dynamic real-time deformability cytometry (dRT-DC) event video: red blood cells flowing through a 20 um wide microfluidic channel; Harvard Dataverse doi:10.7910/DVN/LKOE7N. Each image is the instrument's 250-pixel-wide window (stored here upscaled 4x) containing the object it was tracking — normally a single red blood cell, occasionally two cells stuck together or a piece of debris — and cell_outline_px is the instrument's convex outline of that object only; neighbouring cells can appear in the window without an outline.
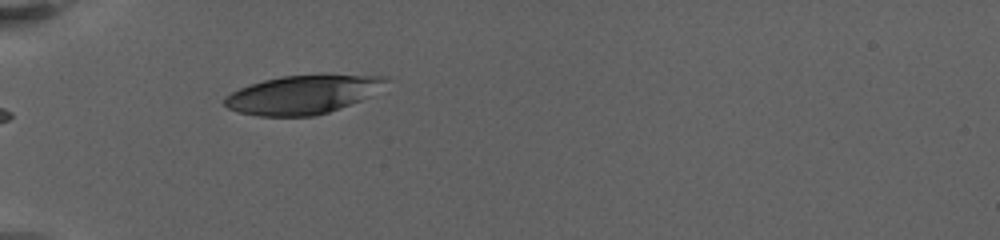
{"species": "human", "species_latin": "Homo sapiens", "temperature_condition": "warm", "stored_images_in_passage": 5, "camera_frame_rate_fps": 3000, "um_per_image_px": 0.085, "donor": {"sex": "female"}, "frame": {"image": 1, "passage_image": 1, "time_ms": 0.0, "image_size_px": [1000, 240], "cell_outline_px": [[388, 92], [316, 116], [256, 116], [236, 112], [228, 108], [224, 104], [224, 96], [240, 88], [264, 80], [280, 76], [320, 72], [388, 76]], "centroid_in_image_um": [25.93, 7.99], "position_along_channel_um": 59.1, "area_um2": 38.32}}